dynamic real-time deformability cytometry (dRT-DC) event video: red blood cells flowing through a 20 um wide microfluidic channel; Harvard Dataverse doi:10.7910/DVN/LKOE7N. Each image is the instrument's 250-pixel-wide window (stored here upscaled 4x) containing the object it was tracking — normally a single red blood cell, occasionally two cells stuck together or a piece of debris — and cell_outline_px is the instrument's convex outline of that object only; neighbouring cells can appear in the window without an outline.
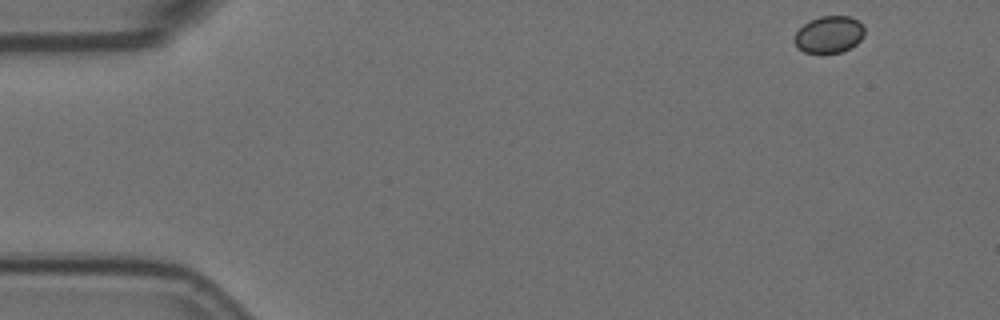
{"species": "Egyptian fruit bat (a non-hibernating species)", "species_latin": "Rousettus aegyptiacus", "temperature_condition": "room temperature", "stored_images_in_passage": 7, "camera_frame_rate_fps": 3000, "um_per_image_px": 0.085, "animal": {"sex": "female"}, "frame": {"image": 1, "passage_image": 1, "time_ms": 0.0, "image_size_px": [1000, 320], "cell_outline_px": [[864, 32], [860, 40], [856, 44], [840, 52], [804, 52], [796, 48], [792, 40], [796, 32], [804, 24], [820, 16], [848, 16], [856, 20], [864, 28]], "centroid_in_image_um": [70.42, 2.93], "position_along_channel_um": 14.6, "area_um2": 14.85}}
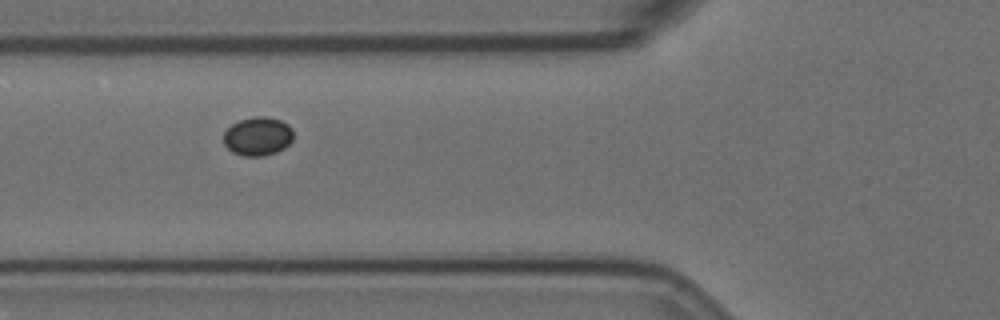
{"frame": {"image": 2, "passage_image": 6, "time_ms": 1.667, "image_size_px": [1000, 320], "cell_outline_px": [[292, 140], [284, 148], [276, 152], [264, 156], [244, 156], [232, 152], [224, 144], [224, 132], [232, 124], [240, 120], [256, 116], [264, 116], [280, 120], [288, 124], [292, 128]], "centroid_in_image_um": [21.91, 11.59], "position_along_channel_um": 103.9, "area_um2": 15.66}}
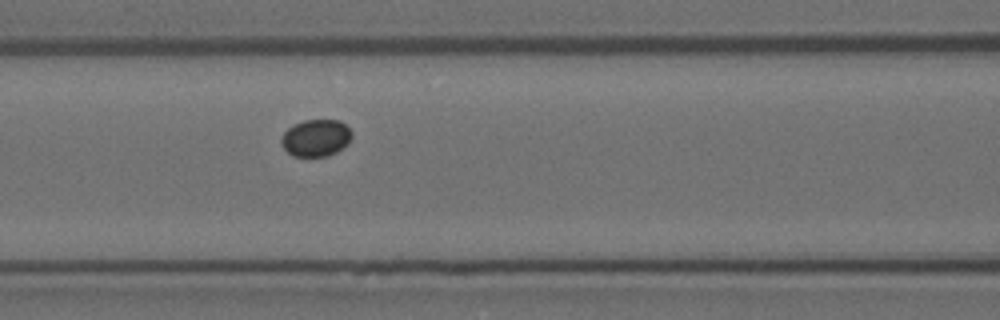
{"frame": {"image": 3, "passage_image": 7, "time_ms": 2.0, "image_size_px": [1000, 320], "cell_outline_px": [[352, 136], [348, 144], [336, 152], [328, 156], [292, 156], [284, 148], [280, 140], [284, 132], [292, 124], [304, 120], [340, 120], [352, 132]], "centroid_in_image_um": [26.85, 11.72], "position_along_channel_um": 139.8, "area_um2": 15.26}}